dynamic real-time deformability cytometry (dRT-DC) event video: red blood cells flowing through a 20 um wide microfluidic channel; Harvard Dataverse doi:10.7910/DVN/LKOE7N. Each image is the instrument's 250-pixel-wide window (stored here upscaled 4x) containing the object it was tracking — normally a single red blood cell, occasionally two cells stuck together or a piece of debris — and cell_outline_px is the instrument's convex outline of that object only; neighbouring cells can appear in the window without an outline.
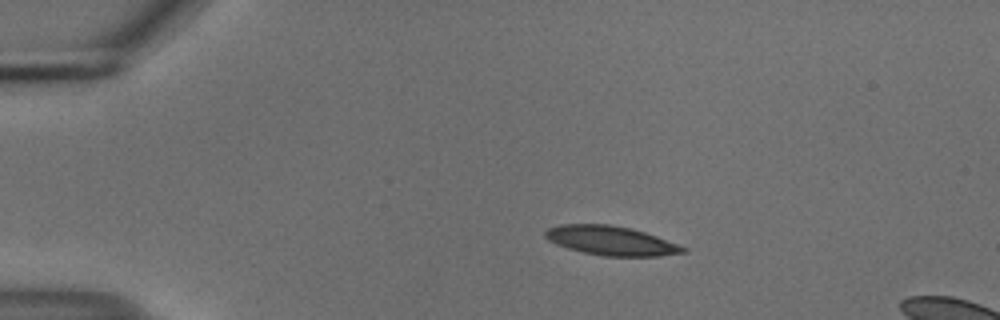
{"species": "common noctule bat (a hibernating species)", "species_latin": "Nyctalus noctula", "temperature_condition": "cold", "stored_images_in_passage": 5, "segment_of_instrument_passage": [1, 2], "camera_frame_rate_fps": 3000, "um_per_image_px": 0.085, "animal": {"sex": "male", "body_mass_g": 18.8}, "frame": {"image": 1, "passage_image": 3, "time_ms": 0.667, "image_size_px": [1000, 320], "cell_outline_px": [[688, 252], [660, 256], [604, 256], [584, 252], [568, 248], [556, 244], [548, 240], [544, 236], [544, 232], [548, 228], [560, 224], [608, 224], [632, 228], [656, 236], [688, 248]], "centroid_in_image_um": [51.94, 20.45], "position_along_channel_um": 33.1, "area_um2": 23.47}}